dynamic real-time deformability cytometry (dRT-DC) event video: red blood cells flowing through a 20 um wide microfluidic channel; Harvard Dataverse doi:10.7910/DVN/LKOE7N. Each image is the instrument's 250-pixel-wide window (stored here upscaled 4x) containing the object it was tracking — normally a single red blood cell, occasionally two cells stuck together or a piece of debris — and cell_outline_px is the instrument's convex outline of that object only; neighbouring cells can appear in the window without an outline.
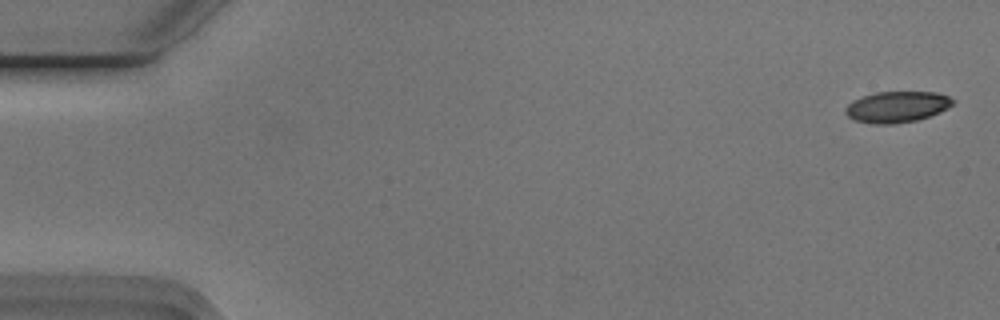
{"species": "Egyptian fruit bat (a non-hibernating species)", "species_latin": "Rousettus aegyptiacus", "temperature_condition": "cold", "stored_images_in_passage": 55, "camera_frame_rate_fps": 3000, "um_per_image_px": 0.085, "animal": {"sex": "male"}, "frame": {"image": 1, "passage_image": 2, "time_ms": 0.333, "image_size_px": [1000, 320], "cell_outline_px": [[956, 100], [948, 108], [940, 112], [916, 120], [892, 124], [872, 124], [852, 120], [844, 112], [844, 108], [852, 100], [876, 92], [936, 92], [948, 96]], "centroid_in_image_um": [76.21, 9.08], "position_along_channel_um": 8.8, "area_um2": 19.54}}
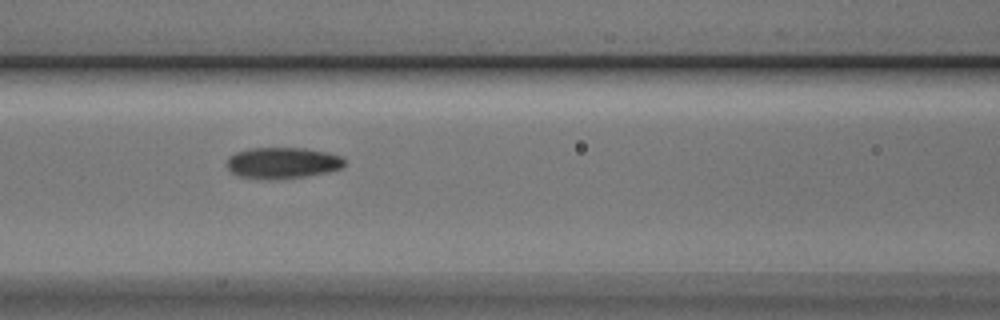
{"frame": {"image": 2, "passage_image": 24, "time_ms": 7.667, "image_size_px": [1000, 320], "cell_outline_px": [[344, 164], [340, 168], [328, 172], [304, 176], [240, 176], [232, 172], [228, 168], [228, 156], [236, 152], [248, 148], [304, 148], [324, 152], [340, 156], [344, 160]], "centroid_in_image_um": [24.02, 13.79], "position_along_channel_um": 142.6, "area_um2": 20.23}}
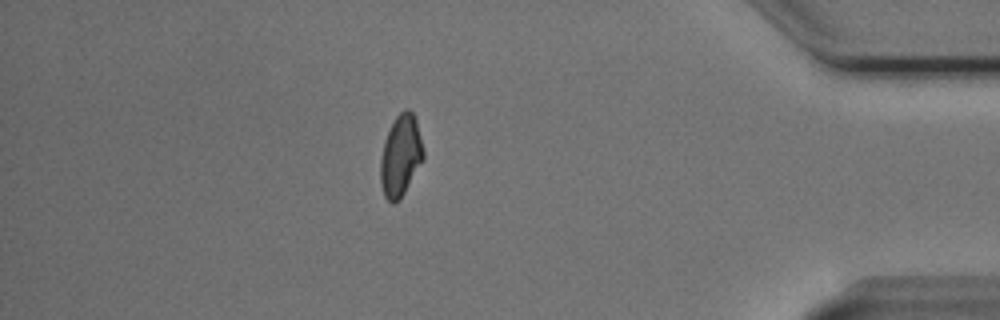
{"frame": {"image": 3, "passage_image": 48, "time_ms": 15.667, "image_size_px": [1000, 320], "cell_outline_px": [[424, 160], [404, 192], [392, 204], [384, 196], [380, 180], [380, 160], [384, 140], [396, 116], [404, 108], [408, 108], [412, 112], [416, 120], [424, 152]], "centroid_in_image_um": [34.05, 13.21], "position_along_channel_um": 401.1, "area_um2": 20.17}, "authors_computed_cell_mechanics": {"area_um2": 20.3456, "velocity_mm_per_s": 3.7478, "shape_relaxation_time_tau1_ms": 4.4809, "shape_relaxation_time_tau2_ms": 3.1128, "deformation_change_tau1": 0.1241, "deformation_change_tau2": 0.0778}}